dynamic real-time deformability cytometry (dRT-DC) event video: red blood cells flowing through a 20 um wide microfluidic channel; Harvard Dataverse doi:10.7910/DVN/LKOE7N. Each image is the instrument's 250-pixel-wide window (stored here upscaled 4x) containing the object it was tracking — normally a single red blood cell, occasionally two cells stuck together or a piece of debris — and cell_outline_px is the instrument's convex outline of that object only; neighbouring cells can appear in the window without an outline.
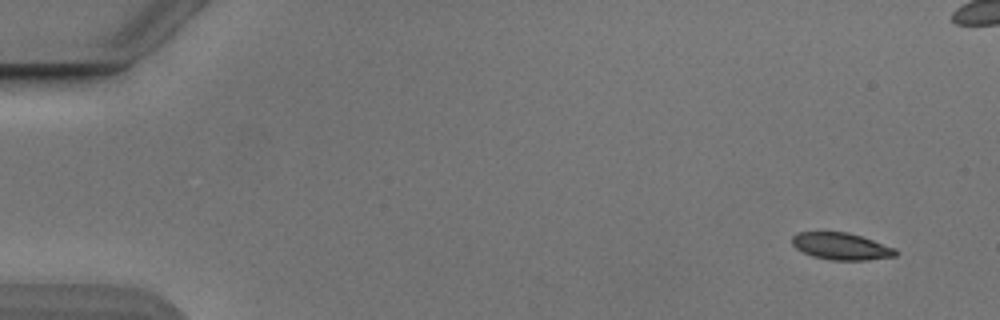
{"species": "Egyptian fruit bat (a non-hibernating species)", "species_latin": "Rousettus aegyptiacus", "temperature_condition": "cold", "stored_images_in_passage": 53, "camera_frame_rate_fps": 3000, "um_per_image_px": 0.085, "animal": {"sex": "male"}, "frame": {"image": 1, "passage_image": 2, "time_ms": 0.333, "image_size_px": [1000, 320], "cell_outline_px": [[896, 256], [868, 260], [832, 260], [812, 256], [796, 248], [792, 244], [792, 236], [796, 232], [848, 232], [896, 248]], "centroid_in_image_um": [71.49, 20.93], "position_along_channel_um": 13.5, "area_um2": 16.18}}
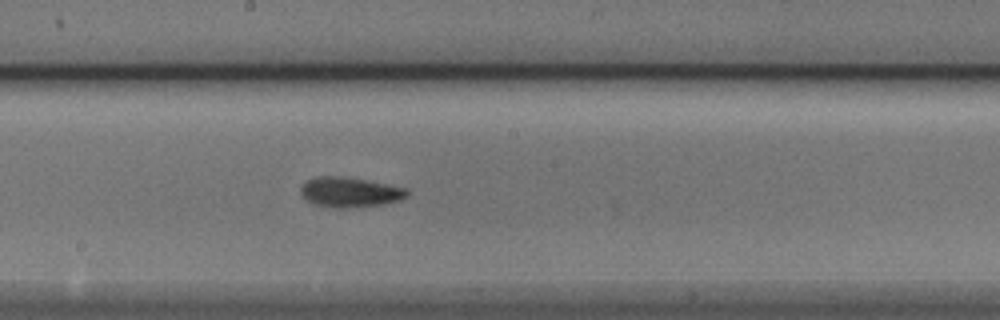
{"frame": {"image": 2, "passage_image": 28, "time_ms": 9.0, "image_size_px": [1000, 320], "cell_outline_px": [[408, 196], [400, 200], [384, 204], [356, 208], [336, 208], [316, 204], [308, 200], [300, 192], [300, 188], [308, 180], [316, 176], [340, 176], [364, 180], [404, 188], [408, 192]], "centroid_in_image_um": [29.74, 16.35], "position_along_channel_um": 218.5, "area_um2": 18.32}}
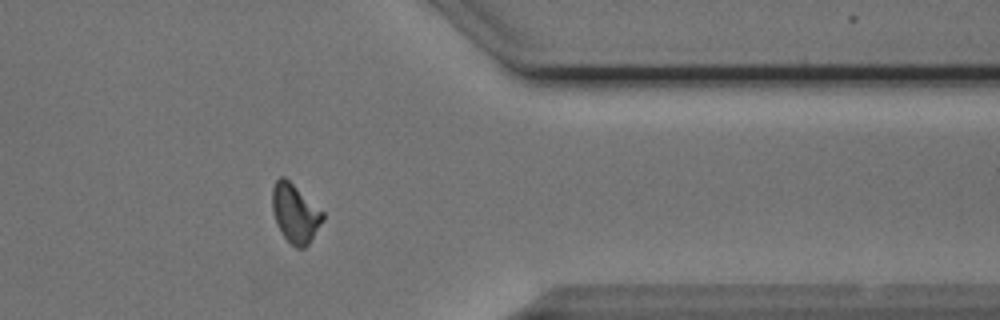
{"frame": {"image": 3, "passage_image": 42, "time_ms": 13.667, "image_size_px": [1000, 320], "cell_outline_px": [[324, 220], [308, 244], [304, 248], [296, 248], [284, 236], [276, 224], [272, 208], [272, 188], [276, 180], [280, 176], [284, 176], [324, 212]], "centroid_in_image_um": [25.08, 18.12], "position_along_channel_um": 386.3, "area_um2": 17.17}, "authors_computed_cell_mechanics": {"area_um2": 17.1666, "velocity_mm_per_s": 3.8645, "shape_relaxation_time_tau1_ms": 5.2177, "shape_relaxation_time_tau2_ms": 5.3776, "deformation_change_tau1": 0.1419, "deformation_change_tau2": 0.1307}}